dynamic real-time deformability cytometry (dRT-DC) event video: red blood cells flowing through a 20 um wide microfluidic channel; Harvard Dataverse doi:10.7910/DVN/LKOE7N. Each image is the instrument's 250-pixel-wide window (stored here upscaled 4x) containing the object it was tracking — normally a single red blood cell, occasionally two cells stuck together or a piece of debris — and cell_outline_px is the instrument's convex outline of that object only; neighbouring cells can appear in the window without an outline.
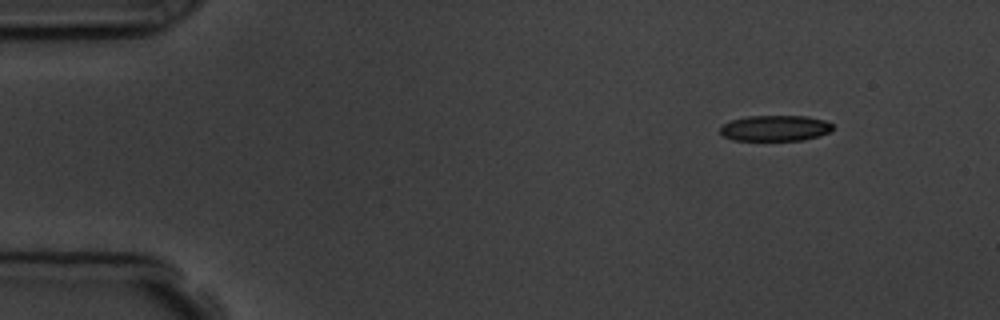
{"species": "common noctule bat (a hibernating species)", "species_latin": "Nyctalus noctula", "temperature_condition": "room temperature", "stored_images_in_passage": 4, "camera_frame_rate_fps": 3000, "um_per_image_px": 0.085, "animal": {"sex": "male", "body_mass_g": 19.5, "forearm_length_mm": 54.6}, "frame": {"image": 1, "passage_image": 1, "time_ms": 0.0, "image_size_px": [1000, 320], "cell_outline_px": [[832, 128], [828, 132], [820, 136], [804, 140], [732, 140], [724, 136], [720, 132], [720, 128], [724, 124], [732, 120], [748, 116], [808, 116], [824, 120], [832, 124]], "centroid_in_image_um": [65.89, 10.89], "position_along_channel_um": 19.1, "area_um2": 16.82}}
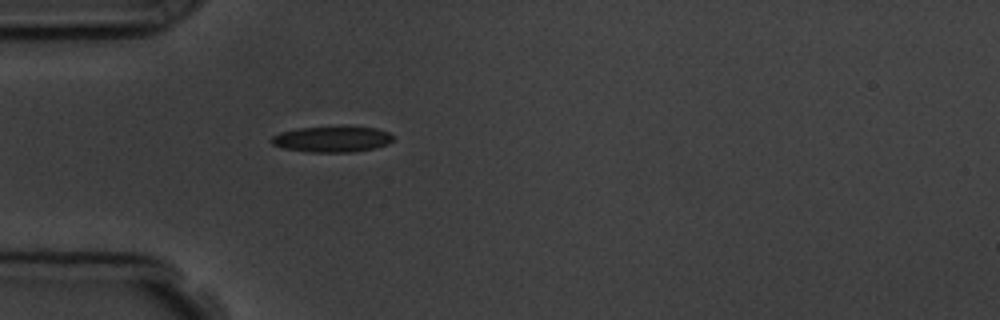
{"frame": {"image": 2, "passage_image": 4, "time_ms": 3.333, "image_size_px": [1000, 320], "cell_outline_px": [[392, 140], [388, 144], [376, 148], [352, 152], [308, 152], [284, 148], [272, 144], [268, 140], [272, 136], [280, 132], [300, 128], [376, 128], [388, 132], [392, 136]], "centroid_in_image_um": [28.19, 11.86], "position_along_channel_um": 56.8, "area_um2": 17.92}}